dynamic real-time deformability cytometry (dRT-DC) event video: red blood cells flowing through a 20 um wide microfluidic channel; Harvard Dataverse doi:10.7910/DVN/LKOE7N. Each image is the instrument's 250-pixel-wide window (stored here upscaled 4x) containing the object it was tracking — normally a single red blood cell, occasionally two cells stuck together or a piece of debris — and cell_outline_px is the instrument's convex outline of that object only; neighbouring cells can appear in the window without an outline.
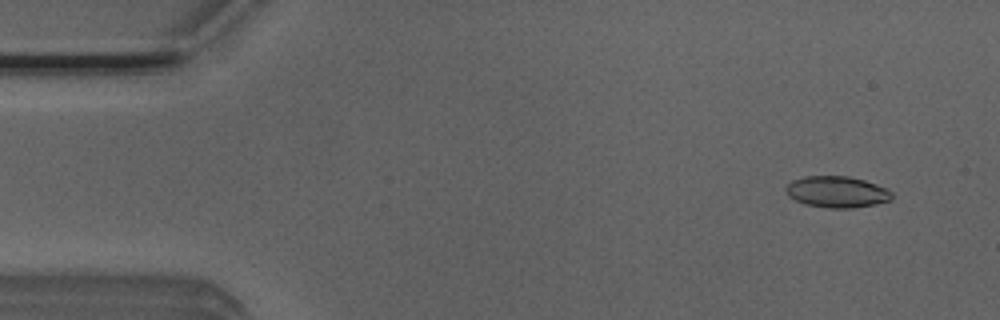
{"species": "Egyptian fruit bat (a non-hibernating species)", "species_latin": "Rousettus aegyptiacus", "temperature_condition": "room temperature", "stored_images_in_passage": 52, "camera_frame_rate_fps": 3000, "um_per_image_px": 0.085, "animal": {"sex": "male"}, "frame": {"image": 1, "passage_image": 4, "time_ms": 1.0, "image_size_px": [1000, 320], "cell_outline_px": [[892, 200], [876, 204], [852, 208], [828, 208], [804, 204], [788, 196], [784, 188], [792, 180], [804, 176], [848, 176], [864, 180], [888, 188], [892, 192]], "centroid_in_image_um": [71.14, 16.31], "position_along_channel_um": 13.9, "area_um2": 19.54}}
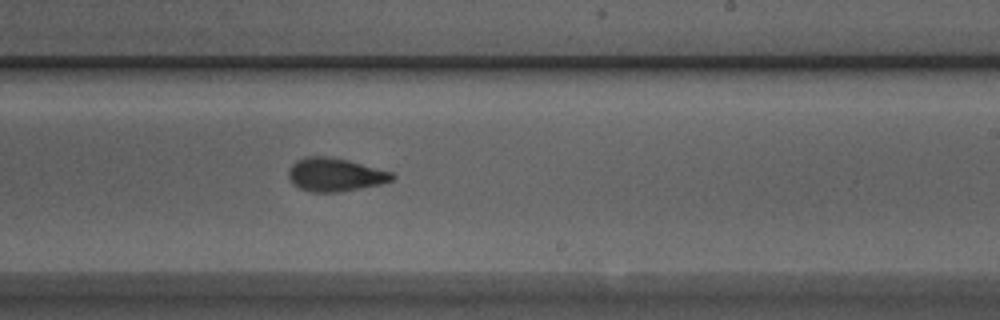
{"frame": {"image": 2, "passage_image": 31, "time_ms": 10.0, "image_size_px": [1000, 320], "cell_outline_px": [[396, 176], [392, 180], [380, 184], [340, 192], [312, 192], [300, 188], [292, 184], [288, 176], [288, 168], [296, 160], [304, 156], [332, 156], [348, 160], [392, 172]], "centroid_in_image_um": [28.45, 14.83], "position_along_channel_um": 260.6, "area_um2": 20.29}}
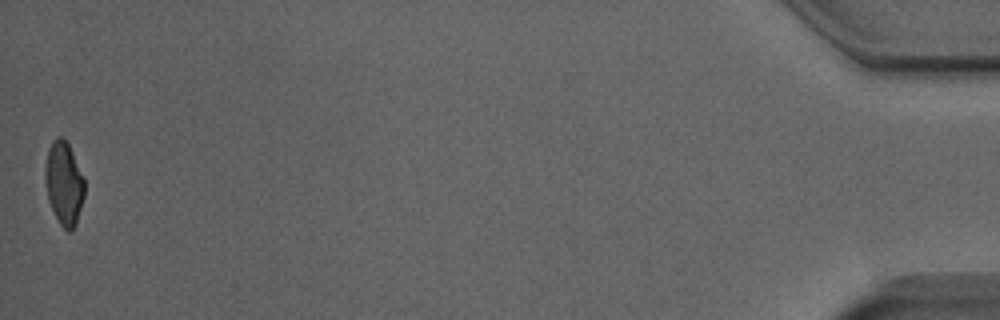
{"frame": {"image": 3, "passage_image": 52, "time_ms": 17.0, "image_size_px": [1000, 320], "cell_outline_px": [[84, 196], [76, 224], [72, 232], [68, 232], [60, 224], [48, 200], [44, 176], [44, 168], [48, 148], [52, 140], [56, 136], [60, 136], [68, 144], [72, 152], [84, 180]], "centroid_in_image_um": [5.42, 15.58], "position_along_channel_um": 429.8, "area_um2": 19.02}, "authors_computed_cell_mechanics": {"area_um2": 19.9699, "velocity_mm_per_s": 3.9004, "shape_relaxation_time_tau1_ms": 4.548, "shape_relaxation_time_tau2_ms": 1.7655, "deformation_change_tau1": 0.1496, "deformation_change_tau2": 0.0744}}